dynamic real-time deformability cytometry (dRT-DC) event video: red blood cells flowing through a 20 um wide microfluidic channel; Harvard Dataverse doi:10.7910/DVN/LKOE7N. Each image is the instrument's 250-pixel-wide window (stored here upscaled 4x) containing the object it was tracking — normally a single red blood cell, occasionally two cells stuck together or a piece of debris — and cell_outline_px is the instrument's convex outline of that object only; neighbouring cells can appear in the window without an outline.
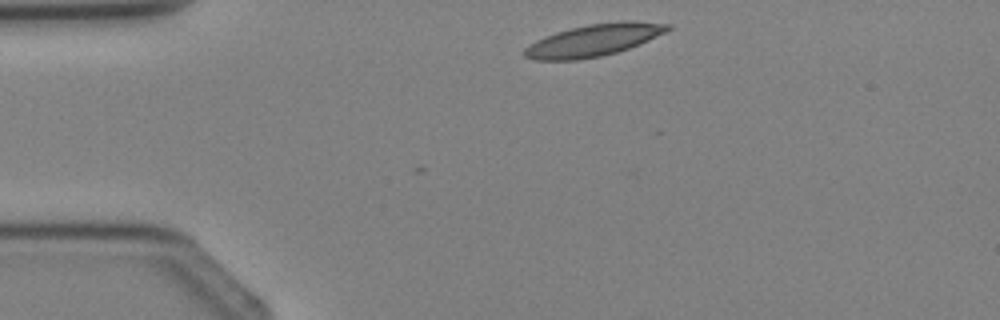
{"species": "Egyptian fruit bat (a non-hibernating species)", "species_latin": "Rousettus aegyptiacus", "temperature_condition": "cold", "stored_images_in_passage": 1, "camera_frame_rate_fps": 3000, "um_per_image_px": 0.085, "animal": {"sex": "female"}, "frame": {"image": 1, "passage_image": 1, "time_ms": 0.0, "image_size_px": [1000, 320], "cell_outline_px": [[672, 28], [668, 32], [628, 48], [616, 52], [600, 56], [580, 60], [532, 60], [524, 56], [524, 48], [536, 40], [544, 36], [556, 32], [588, 24], [624, 20], [628, 20], [672, 24]], "centroid_in_image_um": [50.48, 3.41], "position_along_channel_um": 34.5, "area_um2": 26.82}}